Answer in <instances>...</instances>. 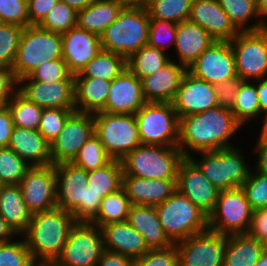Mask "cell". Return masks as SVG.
I'll list each match as a JSON object with an SVG mask.
<instances>
[{
    "instance_id": "cell-1",
    "label": "cell",
    "mask_w": 267,
    "mask_h": 266,
    "mask_svg": "<svg viewBox=\"0 0 267 266\" xmlns=\"http://www.w3.org/2000/svg\"><path fill=\"white\" fill-rule=\"evenodd\" d=\"M240 129L243 126L235 119L231 110L217 106L199 114L179 118L177 147L184 157L201 151L231 148L234 145L230 141Z\"/></svg>"
},
{
    "instance_id": "cell-2",
    "label": "cell",
    "mask_w": 267,
    "mask_h": 266,
    "mask_svg": "<svg viewBox=\"0 0 267 266\" xmlns=\"http://www.w3.org/2000/svg\"><path fill=\"white\" fill-rule=\"evenodd\" d=\"M76 223L70 212L55 207L33 213L26 231L19 237L24 238L36 263H54Z\"/></svg>"
},
{
    "instance_id": "cell-3",
    "label": "cell",
    "mask_w": 267,
    "mask_h": 266,
    "mask_svg": "<svg viewBox=\"0 0 267 266\" xmlns=\"http://www.w3.org/2000/svg\"><path fill=\"white\" fill-rule=\"evenodd\" d=\"M150 17L145 6H124L100 35L102 50L126 59L148 43Z\"/></svg>"
},
{
    "instance_id": "cell-4",
    "label": "cell",
    "mask_w": 267,
    "mask_h": 266,
    "mask_svg": "<svg viewBox=\"0 0 267 266\" xmlns=\"http://www.w3.org/2000/svg\"><path fill=\"white\" fill-rule=\"evenodd\" d=\"M233 144L235 146L231 148L201 151L189 157L220 191L241 187L254 168L245 160L247 157L244 156L241 147ZM196 154L201 157L198 159Z\"/></svg>"
},
{
    "instance_id": "cell-5",
    "label": "cell",
    "mask_w": 267,
    "mask_h": 266,
    "mask_svg": "<svg viewBox=\"0 0 267 266\" xmlns=\"http://www.w3.org/2000/svg\"><path fill=\"white\" fill-rule=\"evenodd\" d=\"M55 59H62V34L29 25L23 28L11 72L17 82L43 63Z\"/></svg>"
},
{
    "instance_id": "cell-6",
    "label": "cell",
    "mask_w": 267,
    "mask_h": 266,
    "mask_svg": "<svg viewBox=\"0 0 267 266\" xmlns=\"http://www.w3.org/2000/svg\"><path fill=\"white\" fill-rule=\"evenodd\" d=\"M185 157L177 146L141 144L121 159L123 175L148 179H177Z\"/></svg>"
},
{
    "instance_id": "cell-7",
    "label": "cell",
    "mask_w": 267,
    "mask_h": 266,
    "mask_svg": "<svg viewBox=\"0 0 267 266\" xmlns=\"http://www.w3.org/2000/svg\"><path fill=\"white\" fill-rule=\"evenodd\" d=\"M155 209L165 234L174 244L208 230V216L178 190Z\"/></svg>"
},
{
    "instance_id": "cell-8",
    "label": "cell",
    "mask_w": 267,
    "mask_h": 266,
    "mask_svg": "<svg viewBox=\"0 0 267 266\" xmlns=\"http://www.w3.org/2000/svg\"><path fill=\"white\" fill-rule=\"evenodd\" d=\"M142 144L174 147L179 141V118L172 102H146L135 113Z\"/></svg>"
},
{
    "instance_id": "cell-9",
    "label": "cell",
    "mask_w": 267,
    "mask_h": 266,
    "mask_svg": "<svg viewBox=\"0 0 267 266\" xmlns=\"http://www.w3.org/2000/svg\"><path fill=\"white\" fill-rule=\"evenodd\" d=\"M94 133L112 159H123L142 144L135 114H94Z\"/></svg>"
},
{
    "instance_id": "cell-10",
    "label": "cell",
    "mask_w": 267,
    "mask_h": 266,
    "mask_svg": "<svg viewBox=\"0 0 267 266\" xmlns=\"http://www.w3.org/2000/svg\"><path fill=\"white\" fill-rule=\"evenodd\" d=\"M253 209L241 187L221 190L208 216V229L224 235L248 233Z\"/></svg>"
},
{
    "instance_id": "cell-11",
    "label": "cell",
    "mask_w": 267,
    "mask_h": 266,
    "mask_svg": "<svg viewBox=\"0 0 267 266\" xmlns=\"http://www.w3.org/2000/svg\"><path fill=\"white\" fill-rule=\"evenodd\" d=\"M103 251L101 228L91 222H77L54 263L57 266H97Z\"/></svg>"
},
{
    "instance_id": "cell-12",
    "label": "cell",
    "mask_w": 267,
    "mask_h": 266,
    "mask_svg": "<svg viewBox=\"0 0 267 266\" xmlns=\"http://www.w3.org/2000/svg\"><path fill=\"white\" fill-rule=\"evenodd\" d=\"M237 75L242 80L267 78V27L239 32L231 41Z\"/></svg>"
},
{
    "instance_id": "cell-13",
    "label": "cell",
    "mask_w": 267,
    "mask_h": 266,
    "mask_svg": "<svg viewBox=\"0 0 267 266\" xmlns=\"http://www.w3.org/2000/svg\"><path fill=\"white\" fill-rule=\"evenodd\" d=\"M179 266H223L226 235L211 230L175 243Z\"/></svg>"
},
{
    "instance_id": "cell-14",
    "label": "cell",
    "mask_w": 267,
    "mask_h": 266,
    "mask_svg": "<svg viewBox=\"0 0 267 266\" xmlns=\"http://www.w3.org/2000/svg\"><path fill=\"white\" fill-rule=\"evenodd\" d=\"M94 134V114L73 111L60 134L50 144L52 164L72 162L79 149Z\"/></svg>"
},
{
    "instance_id": "cell-15",
    "label": "cell",
    "mask_w": 267,
    "mask_h": 266,
    "mask_svg": "<svg viewBox=\"0 0 267 266\" xmlns=\"http://www.w3.org/2000/svg\"><path fill=\"white\" fill-rule=\"evenodd\" d=\"M19 185L23 200L32 214L57 207L54 164L31 166Z\"/></svg>"
},
{
    "instance_id": "cell-16",
    "label": "cell",
    "mask_w": 267,
    "mask_h": 266,
    "mask_svg": "<svg viewBox=\"0 0 267 266\" xmlns=\"http://www.w3.org/2000/svg\"><path fill=\"white\" fill-rule=\"evenodd\" d=\"M187 70L195 77L211 84L237 77L230 41H214Z\"/></svg>"
},
{
    "instance_id": "cell-17",
    "label": "cell",
    "mask_w": 267,
    "mask_h": 266,
    "mask_svg": "<svg viewBox=\"0 0 267 266\" xmlns=\"http://www.w3.org/2000/svg\"><path fill=\"white\" fill-rule=\"evenodd\" d=\"M176 188L207 216L213 212L220 190L189 157H185L179 165Z\"/></svg>"
},
{
    "instance_id": "cell-18",
    "label": "cell",
    "mask_w": 267,
    "mask_h": 266,
    "mask_svg": "<svg viewBox=\"0 0 267 266\" xmlns=\"http://www.w3.org/2000/svg\"><path fill=\"white\" fill-rule=\"evenodd\" d=\"M172 105L178 118L199 114L219 106L213 84L195 77L188 70L182 77Z\"/></svg>"
},
{
    "instance_id": "cell-19",
    "label": "cell",
    "mask_w": 267,
    "mask_h": 266,
    "mask_svg": "<svg viewBox=\"0 0 267 266\" xmlns=\"http://www.w3.org/2000/svg\"><path fill=\"white\" fill-rule=\"evenodd\" d=\"M17 90L43 109H75L74 80L37 82L28 76L17 81Z\"/></svg>"
},
{
    "instance_id": "cell-20",
    "label": "cell",
    "mask_w": 267,
    "mask_h": 266,
    "mask_svg": "<svg viewBox=\"0 0 267 266\" xmlns=\"http://www.w3.org/2000/svg\"><path fill=\"white\" fill-rule=\"evenodd\" d=\"M102 50L100 36L81 29L71 28L62 34V59L75 75Z\"/></svg>"
},
{
    "instance_id": "cell-21",
    "label": "cell",
    "mask_w": 267,
    "mask_h": 266,
    "mask_svg": "<svg viewBox=\"0 0 267 266\" xmlns=\"http://www.w3.org/2000/svg\"><path fill=\"white\" fill-rule=\"evenodd\" d=\"M146 102L141 80L126 68L110 82L109 97L104 112L135 114Z\"/></svg>"
},
{
    "instance_id": "cell-22",
    "label": "cell",
    "mask_w": 267,
    "mask_h": 266,
    "mask_svg": "<svg viewBox=\"0 0 267 266\" xmlns=\"http://www.w3.org/2000/svg\"><path fill=\"white\" fill-rule=\"evenodd\" d=\"M57 207L73 214L84 202L88 172L72 162L55 165Z\"/></svg>"
},
{
    "instance_id": "cell-23",
    "label": "cell",
    "mask_w": 267,
    "mask_h": 266,
    "mask_svg": "<svg viewBox=\"0 0 267 266\" xmlns=\"http://www.w3.org/2000/svg\"><path fill=\"white\" fill-rule=\"evenodd\" d=\"M188 20L200 25L215 41H231L239 33L217 0H193Z\"/></svg>"
},
{
    "instance_id": "cell-24",
    "label": "cell",
    "mask_w": 267,
    "mask_h": 266,
    "mask_svg": "<svg viewBox=\"0 0 267 266\" xmlns=\"http://www.w3.org/2000/svg\"><path fill=\"white\" fill-rule=\"evenodd\" d=\"M177 179H148L122 175V186L132 205L156 206L177 190Z\"/></svg>"
},
{
    "instance_id": "cell-25",
    "label": "cell",
    "mask_w": 267,
    "mask_h": 266,
    "mask_svg": "<svg viewBox=\"0 0 267 266\" xmlns=\"http://www.w3.org/2000/svg\"><path fill=\"white\" fill-rule=\"evenodd\" d=\"M187 68L170 60L154 74L141 79L144 99L147 102H172Z\"/></svg>"
},
{
    "instance_id": "cell-26",
    "label": "cell",
    "mask_w": 267,
    "mask_h": 266,
    "mask_svg": "<svg viewBox=\"0 0 267 266\" xmlns=\"http://www.w3.org/2000/svg\"><path fill=\"white\" fill-rule=\"evenodd\" d=\"M100 228L104 250L116 252L132 259L142 257L149 250L144 237L127 221L110 223Z\"/></svg>"
},
{
    "instance_id": "cell-27",
    "label": "cell",
    "mask_w": 267,
    "mask_h": 266,
    "mask_svg": "<svg viewBox=\"0 0 267 266\" xmlns=\"http://www.w3.org/2000/svg\"><path fill=\"white\" fill-rule=\"evenodd\" d=\"M214 41L200 25L189 20L182 21L176 27V57L171 56V59L188 68Z\"/></svg>"
},
{
    "instance_id": "cell-28",
    "label": "cell",
    "mask_w": 267,
    "mask_h": 266,
    "mask_svg": "<svg viewBox=\"0 0 267 266\" xmlns=\"http://www.w3.org/2000/svg\"><path fill=\"white\" fill-rule=\"evenodd\" d=\"M7 147L12 149L30 166L52 164L50 143L38 130L14 126Z\"/></svg>"
},
{
    "instance_id": "cell-29",
    "label": "cell",
    "mask_w": 267,
    "mask_h": 266,
    "mask_svg": "<svg viewBox=\"0 0 267 266\" xmlns=\"http://www.w3.org/2000/svg\"><path fill=\"white\" fill-rule=\"evenodd\" d=\"M127 222L144 237L149 249H165L174 244L165 234L155 206L131 205Z\"/></svg>"
},
{
    "instance_id": "cell-30",
    "label": "cell",
    "mask_w": 267,
    "mask_h": 266,
    "mask_svg": "<svg viewBox=\"0 0 267 266\" xmlns=\"http://www.w3.org/2000/svg\"><path fill=\"white\" fill-rule=\"evenodd\" d=\"M109 89V81L92 77H74L76 111L88 114L104 112Z\"/></svg>"
},
{
    "instance_id": "cell-31",
    "label": "cell",
    "mask_w": 267,
    "mask_h": 266,
    "mask_svg": "<svg viewBox=\"0 0 267 266\" xmlns=\"http://www.w3.org/2000/svg\"><path fill=\"white\" fill-rule=\"evenodd\" d=\"M31 215L19 184L0 185V216L18 236L26 231Z\"/></svg>"
},
{
    "instance_id": "cell-32",
    "label": "cell",
    "mask_w": 267,
    "mask_h": 266,
    "mask_svg": "<svg viewBox=\"0 0 267 266\" xmlns=\"http://www.w3.org/2000/svg\"><path fill=\"white\" fill-rule=\"evenodd\" d=\"M124 6L117 0H96L77 12L76 26L100 36L117 19Z\"/></svg>"
},
{
    "instance_id": "cell-33",
    "label": "cell",
    "mask_w": 267,
    "mask_h": 266,
    "mask_svg": "<svg viewBox=\"0 0 267 266\" xmlns=\"http://www.w3.org/2000/svg\"><path fill=\"white\" fill-rule=\"evenodd\" d=\"M262 252V241L248 233L226 235L223 266H255Z\"/></svg>"
},
{
    "instance_id": "cell-34",
    "label": "cell",
    "mask_w": 267,
    "mask_h": 266,
    "mask_svg": "<svg viewBox=\"0 0 267 266\" xmlns=\"http://www.w3.org/2000/svg\"><path fill=\"white\" fill-rule=\"evenodd\" d=\"M217 1L220 7L229 16L231 23L239 32L259 31L266 28L259 18L256 0Z\"/></svg>"
},
{
    "instance_id": "cell-35",
    "label": "cell",
    "mask_w": 267,
    "mask_h": 266,
    "mask_svg": "<svg viewBox=\"0 0 267 266\" xmlns=\"http://www.w3.org/2000/svg\"><path fill=\"white\" fill-rule=\"evenodd\" d=\"M127 68V59L117 53L101 50L74 77L100 78L111 82Z\"/></svg>"
},
{
    "instance_id": "cell-36",
    "label": "cell",
    "mask_w": 267,
    "mask_h": 266,
    "mask_svg": "<svg viewBox=\"0 0 267 266\" xmlns=\"http://www.w3.org/2000/svg\"><path fill=\"white\" fill-rule=\"evenodd\" d=\"M123 168L121 160L112 159L105 166L88 172V187L104 198L115 193L122 186Z\"/></svg>"
},
{
    "instance_id": "cell-37",
    "label": "cell",
    "mask_w": 267,
    "mask_h": 266,
    "mask_svg": "<svg viewBox=\"0 0 267 266\" xmlns=\"http://www.w3.org/2000/svg\"><path fill=\"white\" fill-rule=\"evenodd\" d=\"M166 52L146 44L127 59V68L141 80L154 74L171 60Z\"/></svg>"
},
{
    "instance_id": "cell-38",
    "label": "cell",
    "mask_w": 267,
    "mask_h": 266,
    "mask_svg": "<svg viewBox=\"0 0 267 266\" xmlns=\"http://www.w3.org/2000/svg\"><path fill=\"white\" fill-rule=\"evenodd\" d=\"M235 119L244 127L248 122L258 121L260 105L258 102L256 80H244L230 109Z\"/></svg>"
},
{
    "instance_id": "cell-39",
    "label": "cell",
    "mask_w": 267,
    "mask_h": 266,
    "mask_svg": "<svg viewBox=\"0 0 267 266\" xmlns=\"http://www.w3.org/2000/svg\"><path fill=\"white\" fill-rule=\"evenodd\" d=\"M131 205L121 188L102 199L97 215L90 222L101 227L110 223L127 221Z\"/></svg>"
},
{
    "instance_id": "cell-40",
    "label": "cell",
    "mask_w": 267,
    "mask_h": 266,
    "mask_svg": "<svg viewBox=\"0 0 267 266\" xmlns=\"http://www.w3.org/2000/svg\"><path fill=\"white\" fill-rule=\"evenodd\" d=\"M6 106L11 113L15 127L38 130L43 108L28 100L17 89Z\"/></svg>"
},
{
    "instance_id": "cell-41",
    "label": "cell",
    "mask_w": 267,
    "mask_h": 266,
    "mask_svg": "<svg viewBox=\"0 0 267 266\" xmlns=\"http://www.w3.org/2000/svg\"><path fill=\"white\" fill-rule=\"evenodd\" d=\"M193 0H147L145 8L150 19L180 23L189 19Z\"/></svg>"
},
{
    "instance_id": "cell-42",
    "label": "cell",
    "mask_w": 267,
    "mask_h": 266,
    "mask_svg": "<svg viewBox=\"0 0 267 266\" xmlns=\"http://www.w3.org/2000/svg\"><path fill=\"white\" fill-rule=\"evenodd\" d=\"M111 160L112 158L107 154L103 144L94 133L79 149L72 163L89 172L105 166Z\"/></svg>"
},
{
    "instance_id": "cell-43",
    "label": "cell",
    "mask_w": 267,
    "mask_h": 266,
    "mask_svg": "<svg viewBox=\"0 0 267 266\" xmlns=\"http://www.w3.org/2000/svg\"><path fill=\"white\" fill-rule=\"evenodd\" d=\"M30 167L12 149L0 148V185L19 184Z\"/></svg>"
},
{
    "instance_id": "cell-44",
    "label": "cell",
    "mask_w": 267,
    "mask_h": 266,
    "mask_svg": "<svg viewBox=\"0 0 267 266\" xmlns=\"http://www.w3.org/2000/svg\"><path fill=\"white\" fill-rule=\"evenodd\" d=\"M76 24L77 11L59 0L38 26L50 32L63 34L76 27Z\"/></svg>"
},
{
    "instance_id": "cell-45",
    "label": "cell",
    "mask_w": 267,
    "mask_h": 266,
    "mask_svg": "<svg viewBox=\"0 0 267 266\" xmlns=\"http://www.w3.org/2000/svg\"><path fill=\"white\" fill-rule=\"evenodd\" d=\"M23 27L2 23L0 26V66L12 68L20 44Z\"/></svg>"
},
{
    "instance_id": "cell-46",
    "label": "cell",
    "mask_w": 267,
    "mask_h": 266,
    "mask_svg": "<svg viewBox=\"0 0 267 266\" xmlns=\"http://www.w3.org/2000/svg\"><path fill=\"white\" fill-rule=\"evenodd\" d=\"M24 238L0 243V266H36Z\"/></svg>"
},
{
    "instance_id": "cell-47",
    "label": "cell",
    "mask_w": 267,
    "mask_h": 266,
    "mask_svg": "<svg viewBox=\"0 0 267 266\" xmlns=\"http://www.w3.org/2000/svg\"><path fill=\"white\" fill-rule=\"evenodd\" d=\"M177 24L171 21L150 19L148 45L163 51L175 47Z\"/></svg>"
},
{
    "instance_id": "cell-48",
    "label": "cell",
    "mask_w": 267,
    "mask_h": 266,
    "mask_svg": "<svg viewBox=\"0 0 267 266\" xmlns=\"http://www.w3.org/2000/svg\"><path fill=\"white\" fill-rule=\"evenodd\" d=\"M73 111H76V109H43L38 131L51 144L60 134L65 121Z\"/></svg>"
},
{
    "instance_id": "cell-49",
    "label": "cell",
    "mask_w": 267,
    "mask_h": 266,
    "mask_svg": "<svg viewBox=\"0 0 267 266\" xmlns=\"http://www.w3.org/2000/svg\"><path fill=\"white\" fill-rule=\"evenodd\" d=\"M254 170V171H253ZM253 210L267 208V176L254 168L241 186Z\"/></svg>"
},
{
    "instance_id": "cell-50",
    "label": "cell",
    "mask_w": 267,
    "mask_h": 266,
    "mask_svg": "<svg viewBox=\"0 0 267 266\" xmlns=\"http://www.w3.org/2000/svg\"><path fill=\"white\" fill-rule=\"evenodd\" d=\"M28 77L37 82H55L61 80H74V75L69 71L63 59H55L43 63L34 69Z\"/></svg>"
},
{
    "instance_id": "cell-51",
    "label": "cell",
    "mask_w": 267,
    "mask_h": 266,
    "mask_svg": "<svg viewBox=\"0 0 267 266\" xmlns=\"http://www.w3.org/2000/svg\"><path fill=\"white\" fill-rule=\"evenodd\" d=\"M2 23L29 26L27 0H0Z\"/></svg>"
},
{
    "instance_id": "cell-52",
    "label": "cell",
    "mask_w": 267,
    "mask_h": 266,
    "mask_svg": "<svg viewBox=\"0 0 267 266\" xmlns=\"http://www.w3.org/2000/svg\"><path fill=\"white\" fill-rule=\"evenodd\" d=\"M133 266H179L176 244L165 249H149L134 259Z\"/></svg>"
},
{
    "instance_id": "cell-53",
    "label": "cell",
    "mask_w": 267,
    "mask_h": 266,
    "mask_svg": "<svg viewBox=\"0 0 267 266\" xmlns=\"http://www.w3.org/2000/svg\"><path fill=\"white\" fill-rule=\"evenodd\" d=\"M102 199L85 185L84 202H81L80 207L72 214L74 219L77 222H90L97 215Z\"/></svg>"
},
{
    "instance_id": "cell-54",
    "label": "cell",
    "mask_w": 267,
    "mask_h": 266,
    "mask_svg": "<svg viewBox=\"0 0 267 266\" xmlns=\"http://www.w3.org/2000/svg\"><path fill=\"white\" fill-rule=\"evenodd\" d=\"M244 80L239 76L213 84L217 94L218 104L223 108L231 109L237 92Z\"/></svg>"
},
{
    "instance_id": "cell-55",
    "label": "cell",
    "mask_w": 267,
    "mask_h": 266,
    "mask_svg": "<svg viewBox=\"0 0 267 266\" xmlns=\"http://www.w3.org/2000/svg\"><path fill=\"white\" fill-rule=\"evenodd\" d=\"M59 0H27L29 25H39Z\"/></svg>"
},
{
    "instance_id": "cell-56",
    "label": "cell",
    "mask_w": 267,
    "mask_h": 266,
    "mask_svg": "<svg viewBox=\"0 0 267 266\" xmlns=\"http://www.w3.org/2000/svg\"><path fill=\"white\" fill-rule=\"evenodd\" d=\"M17 89V82L11 69L0 66V107L6 106L13 92Z\"/></svg>"
},
{
    "instance_id": "cell-57",
    "label": "cell",
    "mask_w": 267,
    "mask_h": 266,
    "mask_svg": "<svg viewBox=\"0 0 267 266\" xmlns=\"http://www.w3.org/2000/svg\"><path fill=\"white\" fill-rule=\"evenodd\" d=\"M248 234L260 241L267 236V208L253 210Z\"/></svg>"
},
{
    "instance_id": "cell-58",
    "label": "cell",
    "mask_w": 267,
    "mask_h": 266,
    "mask_svg": "<svg viewBox=\"0 0 267 266\" xmlns=\"http://www.w3.org/2000/svg\"><path fill=\"white\" fill-rule=\"evenodd\" d=\"M14 124L7 106L0 107V148L7 147Z\"/></svg>"
},
{
    "instance_id": "cell-59",
    "label": "cell",
    "mask_w": 267,
    "mask_h": 266,
    "mask_svg": "<svg viewBox=\"0 0 267 266\" xmlns=\"http://www.w3.org/2000/svg\"><path fill=\"white\" fill-rule=\"evenodd\" d=\"M255 145H253V154L256 155L254 169L267 176V141L255 137Z\"/></svg>"
},
{
    "instance_id": "cell-60",
    "label": "cell",
    "mask_w": 267,
    "mask_h": 266,
    "mask_svg": "<svg viewBox=\"0 0 267 266\" xmlns=\"http://www.w3.org/2000/svg\"><path fill=\"white\" fill-rule=\"evenodd\" d=\"M134 259L122 254L104 250L97 266H133Z\"/></svg>"
},
{
    "instance_id": "cell-61",
    "label": "cell",
    "mask_w": 267,
    "mask_h": 266,
    "mask_svg": "<svg viewBox=\"0 0 267 266\" xmlns=\"http://www.w3.org/2000/svg\"><path fill=\"white\" fill-rule=\"evenodd\" d=\"M261 119L267 115V78L256 80Z\"/></svg>"
},
{
    "instance_id": "cell-62",
    "label": "cell",
    "mask_w": 267,
    "mask_h": 266,
    "mask_svg": "<svg viewBox=\"0 0 267 266\" xmlns=\"http://www.w3.org/2000/svg\"><path fill=\"white\" fill-rule=\"evenodd\" d=\"M16 236L18 237L7 222L0 216V243L12 241Z\"/></svg>"
},
{
    "instance_id": "cell-63",
    "label": "cell",
    "mask_w": 267,
    "mask_h": 266,
    "mask_svg": "<svg viewBox=\"0 0 267 266\" xmlns=\"http://www.w3.org/2000/svg\"><path fill=\"white\" fill-rule=\"evenodd\" d=\"M65 2L69 7L73 8L77 12L88 7L90 4L94 3L96 0H61Z\"/></svg>"
},
{
    "instance_id": "cell-64",
    "label": "cell",
    "mask_w": 267,
    "mask_h": 266,
    "mask_svg": "<svg viewBox=\"0 0 267 266\" xmlns=\"http://www.w3.org/2000/svg\"><path fill=\"white\" fill-rule=\"evenodd\" d=\"M257 11L261 22L267 27V0H256Z\"/></svg>"
},
{
    "instance_id": "cell-65",
    "label": "cell",
    "mask_w": 267,
    "mask_h": 266,
    "mask_svg": "<svg viewBox=\"0 0 267 266\" xmlns=\"http://www.w3.org/2000/svg\"><path fill=\"white\" fill-rule=\"evenodd\" d=\"M262 119L263 120L261 123H263V124L261 125V129H259L260 133L257 136L260 139L267 141V115H265Z\"/></svg>"
},
{
    "instance_id": "cell-66",
    "label": "cell",
    "mask_w": 267,
    "mask_h": 266,
    "mask_svg": "<svg viewBox=\"0 0 267 266\" xmlns=\"http://www.w3.org/2000/svg\"><path fill=\"white\" fill-rule=\"evenodd\" d=\"M125 6H145L147 0H117Z\"/></svg>"
},
{
    "instance_id": "cell-67",
    "label": "cell",
    "mask_w": 267,
    "mask_h": 266,
    "mask_svg": "<svg viewBox=\"0 0 267 266\" xmlns=\"http://www.w3.org/2000/svg\"><path fill=\"white\" fill-rule=\"evenodd\" d=\"M255 266H267V251L263 250L259 261L256 263Z\"/></svg>"
},
{
    "instance_id": "cell-68",
    "label": "cell",
    "mask_w": 267,
    "mask_h": 266,
    "mask_svg": "<svg viewBox=\"0 0 267 266\" xmlns=\"http://www.w3.org/2000/svg\"><path fill=\"white\" fill-rule=\"evenodd\" d=\"M263 250L267 251V236L264 237L262 240Z\"/></svg>"
},
{
    "instance_id": "cell-69",
    "label": "cell",
    "mask_w": 267,
    "mask_h": 266,
    "mask_svg": "<svg viewBox=\"0 0 267 266\" xmlns=\"http://www.w3.org/2000/svg\"><path fill=\"white\" fill-rule=\"evenodd\" d=\"M36 266H57L55 263H37Z\"/></svg>"
}]
</instances>
